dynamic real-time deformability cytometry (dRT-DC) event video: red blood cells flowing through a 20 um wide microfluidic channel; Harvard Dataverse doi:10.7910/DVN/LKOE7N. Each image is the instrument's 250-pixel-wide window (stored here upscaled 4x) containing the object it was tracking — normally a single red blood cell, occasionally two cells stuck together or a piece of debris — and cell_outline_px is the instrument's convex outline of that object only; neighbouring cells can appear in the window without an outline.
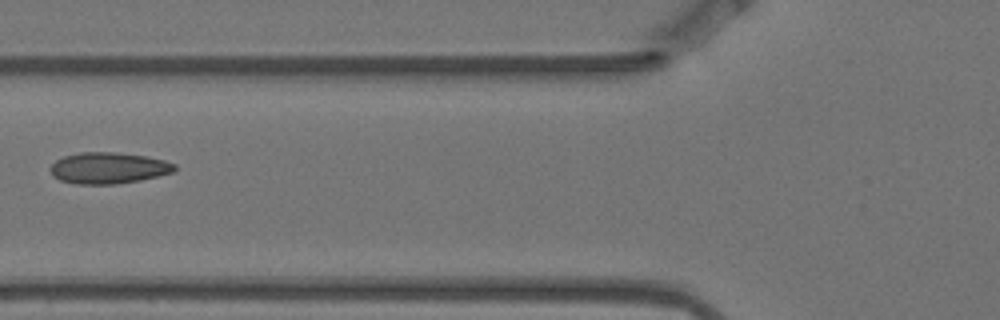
{"species": "Egyptian fruit bat (a non-hibernating species)", "species_latin": "Rousettus aegyptiacus", "temperature_condition": "warm", "stored_images_in_passage": 5, "camera_frame_rate_fps": 3000, "um_per_image_px": 0.085, "animal": {"sex": "female"}, "frame": {"image": 1, "passage_image": 3, "time_ms": 0.667, "image_size_px": [1000, 320], "cell_outline_px": [[176, 172], [140, 180], [116, 184], [76, 184], [60, 180], [52, 176], [48, 168], [56, 160], [64, 156], [80, 152], [116, 152], [144, 156], [164, 160], [176, 164]], "centroid_in_image_um": [9.21, 14.28], "position_along_channel_um": 116.6, "area_um2": 22.83}}
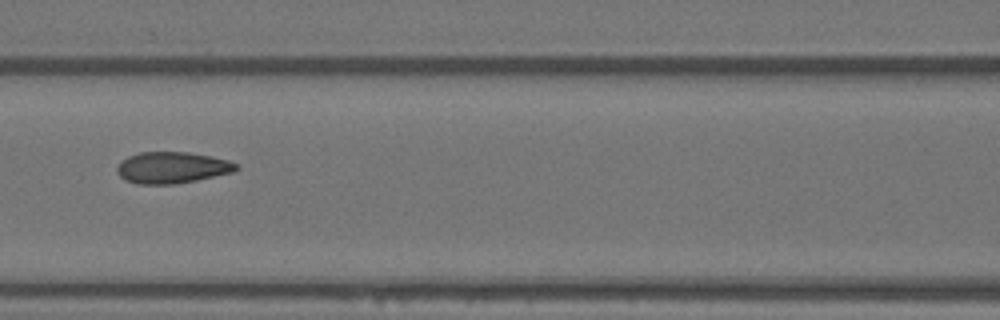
{"frame": {"image": 2, "passage_image": 4, "time_ms": 1.0, "image_size_px": [1000, 320], "cell_outline_px": [[240, 168], [232, 172], [196, 180], [172, 184], [136, 184], [124, 180], [116, 172], [116, 168], [128, 156], [140, 152], [188, 152], [212, 156], [228, 160], [236, 164]], "centroid_in_image_um": [14.61, 14.24], "position_along_channel_um": 152.0, "area_um2": 21.73}}
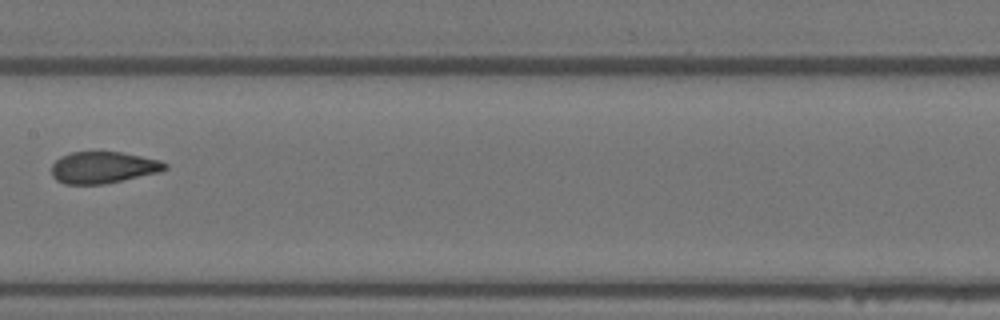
{"frame": {"image": 3, "passage_image": 5, "time_ms": 1.333, "image_size_px": [1000, 320], "cell_outline_px": [[168, 168], [160, 172], [104, 184], [64, 184], [56, 180], [52, 176], [52, 164], [60, 156], [72, 152], [120, 152], [160, 160], [168, 164]], "centroid_in_image_um": [8.76, 14.24], "position_along_channel_um": 198.6, "area_um2": 20.92}}